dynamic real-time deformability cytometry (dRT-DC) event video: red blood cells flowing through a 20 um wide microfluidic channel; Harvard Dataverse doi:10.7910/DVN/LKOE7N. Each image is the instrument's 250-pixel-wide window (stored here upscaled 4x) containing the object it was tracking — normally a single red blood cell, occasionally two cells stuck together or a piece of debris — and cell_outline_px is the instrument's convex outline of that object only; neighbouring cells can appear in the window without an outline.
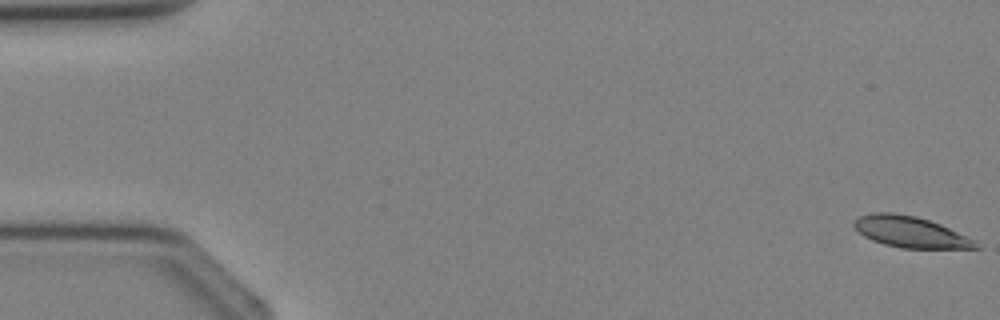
{"species": "Egyptian fruit bat (a non-hibernating species)", "species_latin": "Rousettus aegyptiacus", "temperature_condition": "cold", "stored_images_in_passage": 4, "camera_frame_rate_fps": 3000, "um_per_image_px": 0.085, "animal": {"sex": "female"}, "frame": {"image": 1, "passage_image": 1, "time_ms": 0.0, "image_size_px": [1000, 320], "cell_outline_px": [[980, 248], [900, 248], [884, 244], [872, 240], [864, 236], [852, 224], [852, 220], [860, 216], [872, 212], [892, 212], [916, 216], [940, 224], [972, 240]], "centroid_in_image_um": [77.28, 19.7], "position_along_channel_um": 7.7, "area_um2": 21.68}}
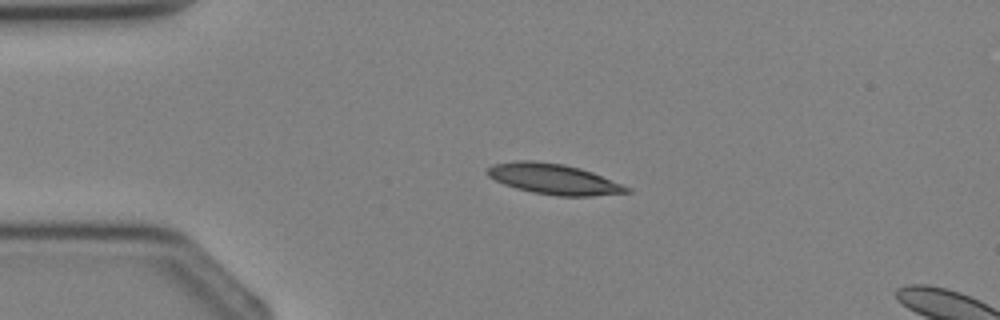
{"frame": {"image": 2, "passage_image": 3, "time_ms": 2.667, "image_size_px": [1000, 320], "cell_outline_px": [[632, 192], [592, 196], [556, 196], [532, 192], [516, 188], [504, 184], [488, 176], [488, 168], [492, 164], [516, 160], [532, 160], [564, 164], [580, 168], [592, 172], [632, 188]], "centroid_in_image_um": [47.09, 15.22], "position_along_channel_um": 37.9, "area_um2": 24.8}}